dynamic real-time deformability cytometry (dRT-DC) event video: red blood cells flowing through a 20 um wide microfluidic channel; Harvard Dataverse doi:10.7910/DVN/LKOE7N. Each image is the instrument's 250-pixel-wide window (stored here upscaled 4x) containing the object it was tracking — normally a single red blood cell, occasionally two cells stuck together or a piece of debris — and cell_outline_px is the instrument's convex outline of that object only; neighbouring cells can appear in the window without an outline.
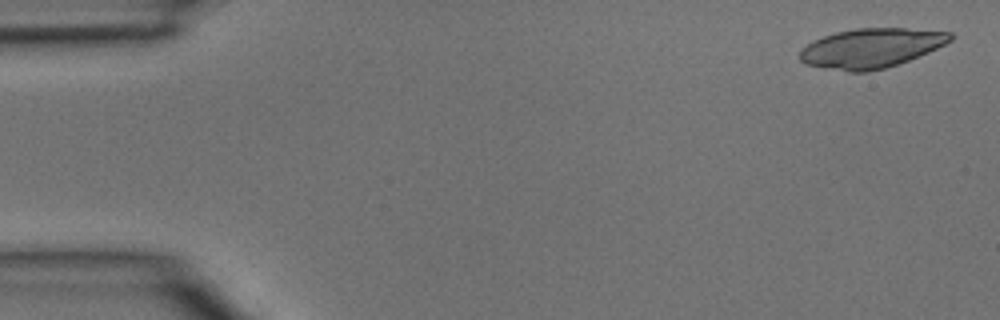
{"species": "common noctule bat (a hibernating species)", "species_latin": "Nyctalus noctula", "temperature_condition": "room temperature", "stored_images_in_passage": 3, "camera_frame_rate_fps": 3000, "um_per_image_px": 0.085, "animal": {"sex": "male", "body_mass_g": 15.6}, "frame": {"image": 1, "passage_image": 1, "time_ms": 0.0, "image_size_px": [1000, 320], "cell_outline_px": [[956, 36], [952, 40], [928, 52], [908, 60], [884, 68], [868, 72], [848, 72], [804, 64], [800, 60], [800, 52], [808, 44], [824, 36], [836, 32], [856, 28], [904, 28], [952, 32]], "centroid_in_image_um": [74.07, 4.09], "position_along_channel_um": 10.9, "area_um2": 34.39}}